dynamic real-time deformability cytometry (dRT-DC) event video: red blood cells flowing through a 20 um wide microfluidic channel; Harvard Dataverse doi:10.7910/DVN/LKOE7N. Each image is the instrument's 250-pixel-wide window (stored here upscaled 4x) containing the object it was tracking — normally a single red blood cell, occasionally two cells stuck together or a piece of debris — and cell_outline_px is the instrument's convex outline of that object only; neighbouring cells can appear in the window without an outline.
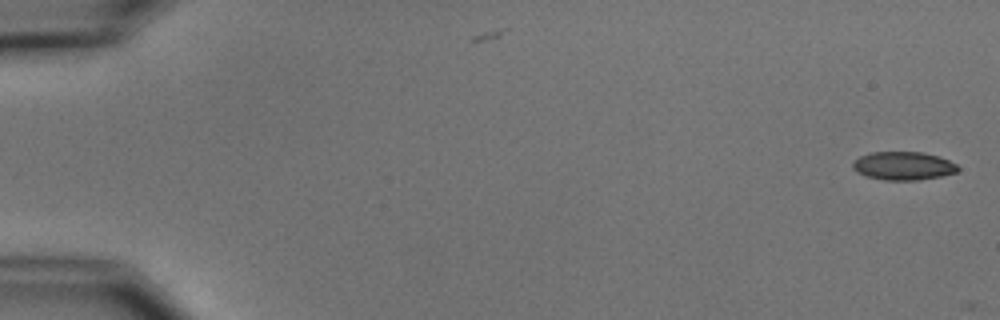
{"species": "common noctule bat (a hibernating species)", "species_latin": "Nyctalus noctula", "temperature_condition": "cold", "stored_images_in_passage": 2, "camera_frame_rate_fps": 3000, "um_per_image_px": 0.085, "animal": {"sex": "male", "body_mass_g": 15.6}, "frame": {"image": 1, "passage_image": 1, "time_ms": 0.0, "image_size_px": [1000, 320], "cell_outline_px": [[960, 168], [956, 172], [944, 176], [916, 180], [884, 180], [864, 176], [856, 172], [852, 168], [852, 164], [860, 156], [868, 152], [924, 152], [940, 156], [956, 164]], "centroid_in_image_um": [76.78, 14.1], "position_along_channel_um": 8.2, "area_um2": 17.57}}